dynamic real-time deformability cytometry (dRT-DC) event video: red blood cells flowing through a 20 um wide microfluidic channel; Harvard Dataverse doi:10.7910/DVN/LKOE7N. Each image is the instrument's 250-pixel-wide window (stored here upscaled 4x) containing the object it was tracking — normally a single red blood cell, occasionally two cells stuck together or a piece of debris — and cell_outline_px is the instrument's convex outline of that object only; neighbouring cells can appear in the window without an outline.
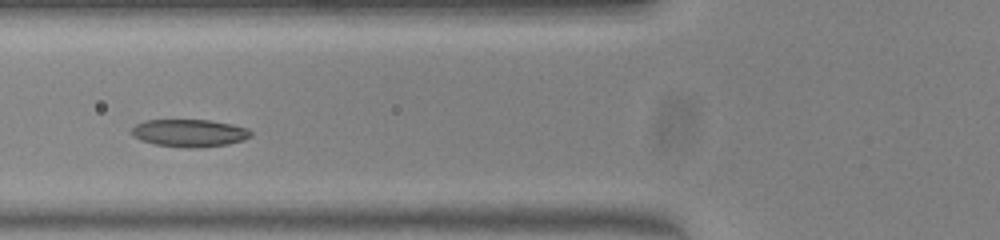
{"species": "common noctule bat (a hibernating species)", "species_latin": "Nyctalus noctula", "temperature_condition": "warm", "stored_images_in_passage": 37, "camera_frame_rate_fps": 3000, "um_per_image_px": 0.085, "animal": {"sex": "female", "body_mass_g": 23.0, "forearm_length_mm": 53.4}, "frame": {"image": 1, "passage_image": 12, "time_ms": 3.667, "image_size_px": [1000, 240], "cell_outline_px": [[252, 136], [244, 140], [228, 144], [192, 148], [184, 148], [156, 144], [140, 140], [132, 136], [132, 128], [136, 124], [144, 120], [208, 120], [232, 124], [248, 128], [252, 132]], "centroid_in_image_um": [16.11, 11.3], "position_along_channel_um": 109.7, "area_um2": 19.19}}
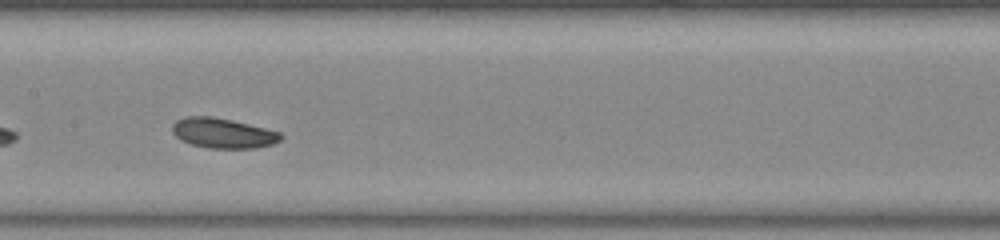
{"frame": {"image": 2, "passage_image": 18, "time_ms": 5.667, "image_size_px": [1000, 240], "cell_outline_px": [[284, 136], [280, 140], [272, 144], [256, 148], [208, 148], [192, 144], [180, 140], [172, 132], [172, 124], [176, 120], [184, 116], [212, 116], [232, 120], [280, 132]], "centroid_in_image_um": [18.93, 11.31], "position_along_channel_um": 188.5, "area_um2": 19.02}}
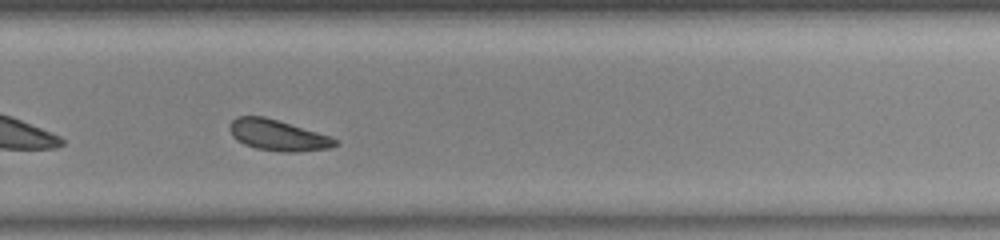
{"frame": {"image": 3, "passage_image": 27, "time_ms": 8.667, "image_size_px": [1000, 240], "cell_outline_px": [[340, 144], [332, 148], [296, 152], [280, 152], [256, 148], [244, 144], [236, 140], [232, 136], [228, 128], [228, 124], [236, 116], [264, 116], [332, 136]], "centroid_in_image_um": [23.61, 11.49], "position_along_channel_um": 306.2, "area_um2": 19.31}, "authors_computed_cell_mechanics": {"area_um2": 19.1896, "velocity_mm_per_s": 3.9378, "shape_relaxation_time_tau1_ms": 1.2316, "shape_relaxation_time_tau2_ms": 10.3647, "deformation_change_tau1": 0.0761, "deformation_change_tau2": 0.2056}}